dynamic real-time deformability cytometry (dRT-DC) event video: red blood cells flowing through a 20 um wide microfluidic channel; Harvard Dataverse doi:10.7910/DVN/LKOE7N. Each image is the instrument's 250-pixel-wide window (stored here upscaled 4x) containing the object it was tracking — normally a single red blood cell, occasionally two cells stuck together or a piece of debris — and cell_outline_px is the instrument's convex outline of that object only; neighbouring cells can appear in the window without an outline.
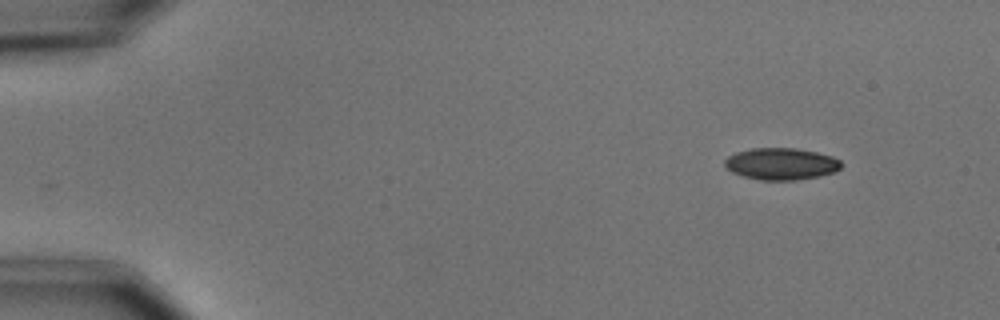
{"species": "common noctule bat (a hibernating species)", "species_latin": "Nyctalus noctula", "temperature_condition": "cold", "stored_images_in_passage": 2, "camera_frame_rate_fps": 3000, "um_per_image_px": 0.085, "animal": {"sex": "male", "body_mass_g": 15.6}, "frame": {"image": 1, "passage_image": 2, "time_ms": 1.333, "image_size_px": [1000, 320], "cell_outline_px": [[840, 168], [832, 172], [820, 176], [796, 180], [760, 180], [744, 176], [732, 172], [724, 164], [724, 160], [728, 156], [736, 152], [752, 148], [796, 148], [816, 152], [832, 156], [840, 160]], "centroid_in_image_um": [66.38, 13.92], "position_along_channel_um": 18.6, "area_um2": 21.5}}